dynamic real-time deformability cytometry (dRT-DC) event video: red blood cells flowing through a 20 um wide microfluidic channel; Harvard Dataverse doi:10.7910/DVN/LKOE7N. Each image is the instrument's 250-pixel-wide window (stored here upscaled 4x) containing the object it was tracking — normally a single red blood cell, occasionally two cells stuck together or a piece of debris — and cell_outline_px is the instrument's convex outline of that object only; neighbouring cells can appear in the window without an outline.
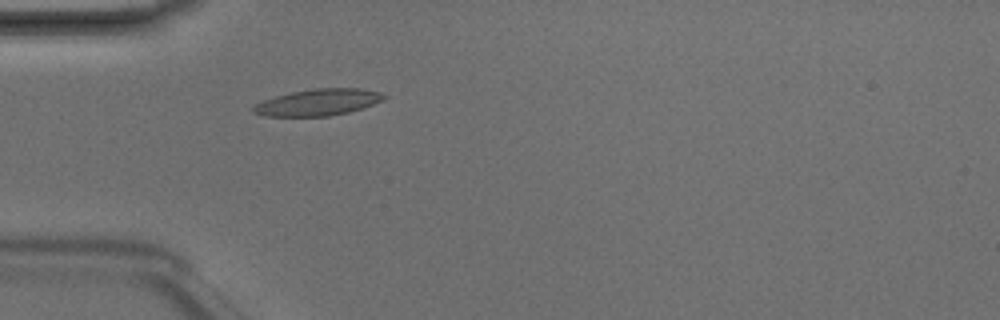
{"species": "Egyptian fruit bat (a non-hibernating species)", "species_latin": "Rousettus aegyptiacus", "temperature_condition": "room temperature", "stored_images_in_passage": 4, "camera_frame_rate_fps": 3000, "um_per_image_px": 0.085, "animal": {"sex": "male"}, "frame": {"image": 1, "passage_image": 4, "time_ms": 1.0, "image_size_px": [1000, 320], "cell_outline_px": [[388, 96], [384, 100], [364, 108], [348, 112], [328, 116], [264, 116], [252, 112], [252, 108], [256, 104], [264, 100], [276, 96], [292, 92], [312, 88], [360, 88], [380, 92]], "centroid_in_image_um": [27.08, 8.69], "position_along_channel_um": 57.9, "area_um2": 20.29}}